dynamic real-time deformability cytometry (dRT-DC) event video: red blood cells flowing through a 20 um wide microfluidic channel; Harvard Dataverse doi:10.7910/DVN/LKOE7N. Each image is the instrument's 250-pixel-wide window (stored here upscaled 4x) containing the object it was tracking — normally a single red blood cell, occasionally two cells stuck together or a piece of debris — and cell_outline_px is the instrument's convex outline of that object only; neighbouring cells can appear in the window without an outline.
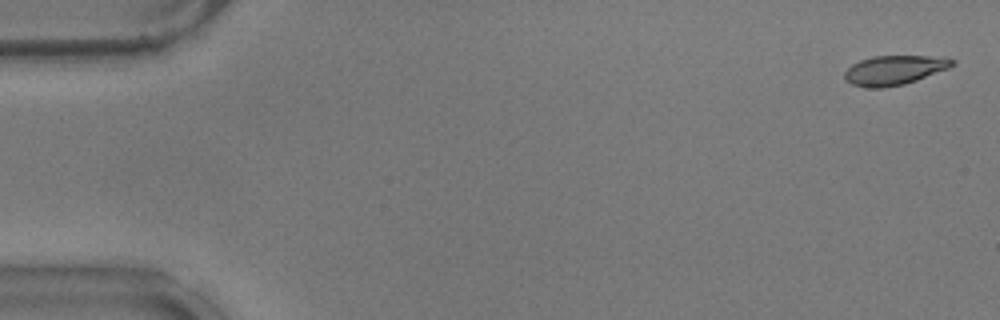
{"species": "common noctule bat (a hibernating species)", "species_latin": "Nyctalus noctula", "temperature_condition": "warm", "stored_images_in_passage": 56, "camera_frame_rate_fps": 3000, "um_per_image_px": 0.085, "animal": {"sex": "male", "body_mass_g": 17.9}, "frame": {"image": 1, "passage_image": 2, "time_ms": 0.333, "image_size_px": [1000, 320], "cell_outline_px": [[956, 64], [948, 68], [916, 80], [904, 84], [884, 88], [864, 88], [852, 84], [844, 76], [844, 72], [852, 64], [860, 60], [872, 56], [944, 56], [956, 60]], "centroid_in_image_um": [76.04, 5.95], "position_along_channel_um": 9.0, "area_um2": 18.55}}
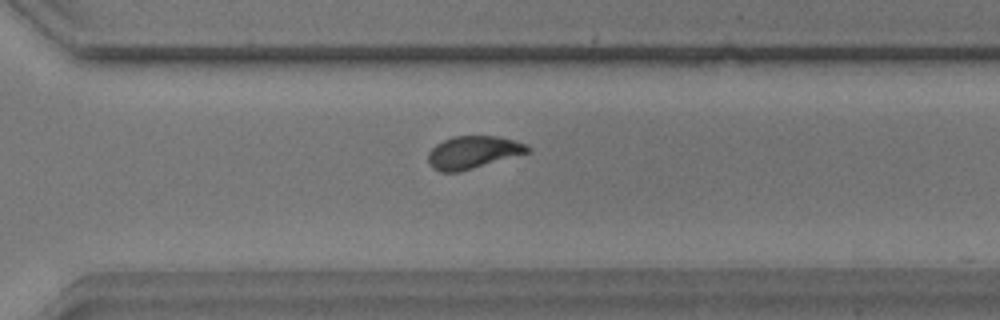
{"frame": {"image": 2, "passage_image": 39, "time_ms": 12.667, "image_size_px": [1000, 320], "cell_outline_px": [[532, 152], [472, 168], [456, 172], [440, 172], [432, 168], [428, 164], [428, 152], [436, 144], [452, 136], [500, 136], [528, 144], [532, 148]], "centroid_in_image_um": [40.24, 12.94], "position_along_channel_um": 330.4, "area_um2": 19.07}}
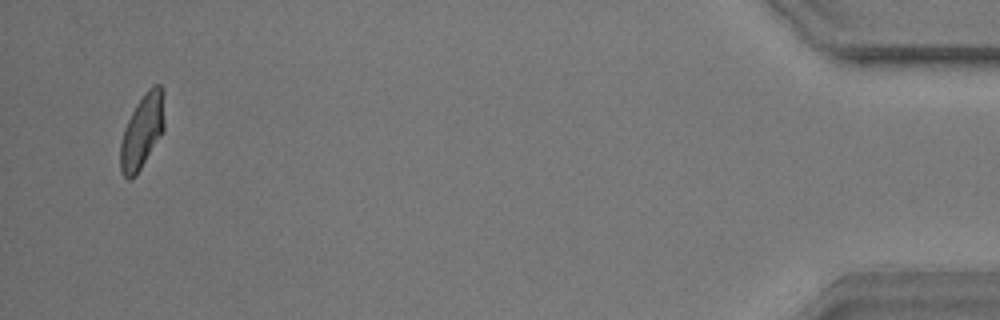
{"frame": {"image": 3, "passage_image": 53, "time_ms": 17.333, "image_size_px": [1000, 320], "cell_outline_px": [[164, 132], [136, 176], [132, 180], [128, 180], [120, 172], [120, 144], [124, 128], [136, 104], [148, 88], [152, 84], [160, 84], [164, 88]], "centroid_in_image_um": [12.1, 11.16], "position_along_channel_um": 423.1, "area_um2": 19.54}, "authors_computed_cell_mechanics": {"area_um2": 19.2474, "velocity_mm_per_s": 3.7093, "shape_relaxation_time_tau1_ms": 2.7062, "shape_relaxation_time_tau2_ms": 0.9746, "deformation_change_tau1": 0.1276, "deformation_change_tau2": 0.0603}}